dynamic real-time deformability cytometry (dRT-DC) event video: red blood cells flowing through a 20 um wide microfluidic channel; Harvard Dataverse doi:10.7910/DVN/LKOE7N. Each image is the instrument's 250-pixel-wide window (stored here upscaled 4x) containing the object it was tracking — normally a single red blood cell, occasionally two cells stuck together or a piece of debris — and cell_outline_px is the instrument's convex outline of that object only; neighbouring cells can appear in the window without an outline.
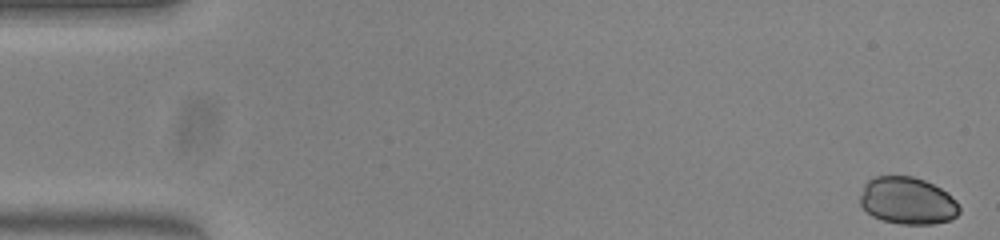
{"species": "common noctule bat (a hibernating species)", "species_latin": "Nyctalus noctula", "temperature_condition": "warm", "stored_images_in_passage": 52, "camera_frame_rate_fps": 3000, "um_per_image_px": 0.085, "animal": {"sex": "female", "body_mass_g": 23.0, "forearm_length_mm": 53.4}, "frame": {"image": 1, "passage_image": 1, "time_ms": 0.0, "image_size_px": [1000, 240], "cell_outline_px": [[960, 212], [956, 216], [948, 220], [932, 224], [900, 224], [884, 220], [872, 216], [860, 204], [860, 196], [864, 184], [872, 176], [912, 176], [924, 180], [948, 192], [956, 200], [960, 208]], "centroid_in_image_um": [77.13, 17.05], "position_along_channel_um": 7.9, "area_um2": 27.34}}
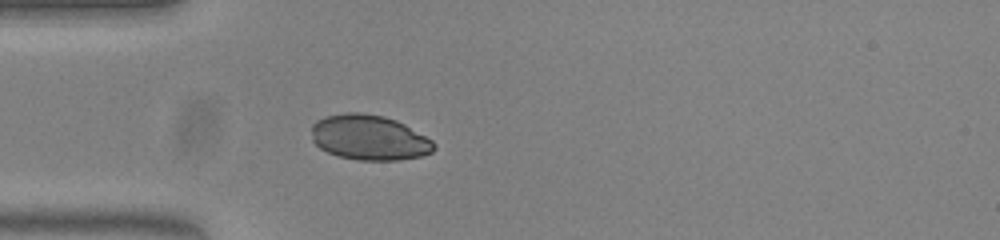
{"frame": {"image": 2, "passage_image": 15, "time_ms": 4.667, "image_size_px": [1000, 240], "cell_outline_px": [[436, 148], [432, 152], [420, 156], [400, 160], [356, 160], [340, 156], [328, 152], [320, 148], [312, 140], [312, 124], [316, 120], [324, 116], [344, 112], [360, 112], [384, 116], [396, 120], [404, 124], [432, 140], [436, 144]], "centroid_in_image_um": [31.37, 11.68], "position_along_channel_um": 53.6, "area_um2": 32.37}}
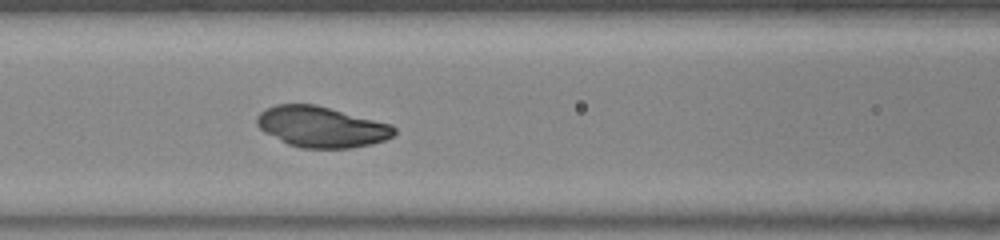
{"frame": {"image": 3, "passage_image": 22, "time_ms": 7.0, "image_size_px": [1000, 240], "cell_outline_px": [[396, 132], [392, 136], [384, 140], [372, 144], [352, 148], [300, 148], [288, 144], [264, 132], [256, 124], [256, 116], [264, 108], [276, 104], [316, 104], [392, 124], [396, 128]], "centroid_in_image_um": [27.31, 10.78], "position_along_channel_um": 139.3, "area_um2": 32.89}}